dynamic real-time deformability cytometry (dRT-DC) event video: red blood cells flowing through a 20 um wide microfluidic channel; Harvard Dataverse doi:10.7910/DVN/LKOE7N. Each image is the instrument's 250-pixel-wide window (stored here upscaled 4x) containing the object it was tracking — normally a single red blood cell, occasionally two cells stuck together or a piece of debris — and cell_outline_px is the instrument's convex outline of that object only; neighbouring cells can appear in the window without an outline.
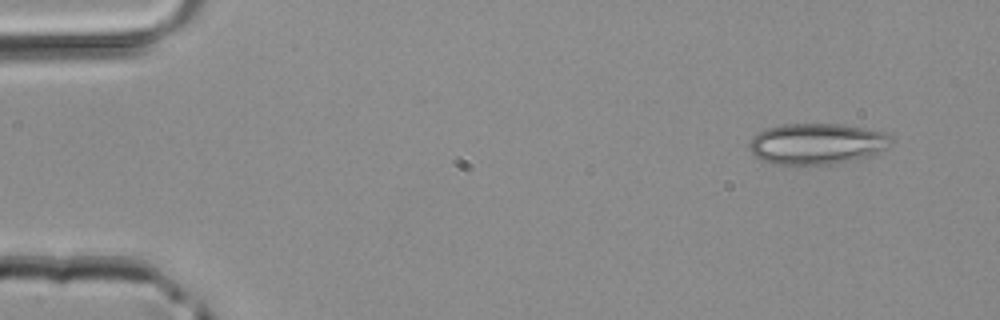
{"species": "common noctule bat (a hibernating species)", "species_latin": "Nyctalus noctula", "temperature_condition": "room temperature", "stored_images_in_passage": 4, "camera_frame_rate_fps": 3000, "um_per_image_px": 0.085, "animal": {"sex": "male", "body_mass_g": 20.4}, "frame": {"image": 1, "passage_image": 1, "time_ms": 0.0, "image_size_px": [1000, 320], "cell_outline_px": [[892, 140], [888, 148], [868, 156], [828, 164], [776, 164], [764, 160], [756, 156], [752, 152], [748, 144], [752, 136], [756, 132], [764, 128], [780, 124], [836, 124], [864, 128], [884, 132], [892, 136]], "centroid_in_image_um": [69.4, 12.2], "position_along_channel_um": 15.6, "area_um2": 33.7}}